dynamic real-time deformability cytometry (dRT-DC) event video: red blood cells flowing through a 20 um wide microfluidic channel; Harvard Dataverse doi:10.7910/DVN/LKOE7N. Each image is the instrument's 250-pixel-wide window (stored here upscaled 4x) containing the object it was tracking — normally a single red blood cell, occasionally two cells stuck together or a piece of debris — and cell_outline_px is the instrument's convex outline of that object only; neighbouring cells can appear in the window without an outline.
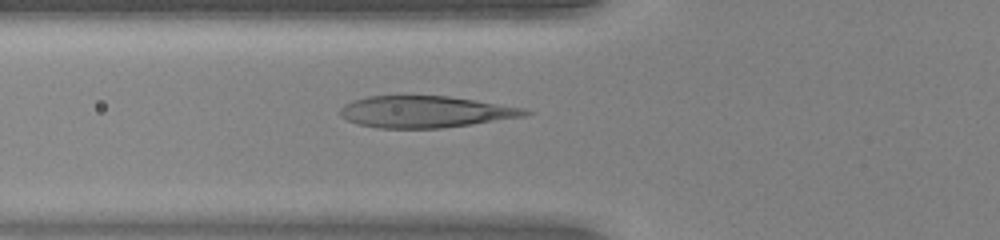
{"species": "human", "species_latin": "Homo sapiens", "temperature_condition": "warm", "stored_images_in_passage": 43, "camera_frame_rate_fps": 3000, "um_per_image_px": 0.085, "donor": {"sex": "female"}, "frame": {"image": 1, "passage_image": 12, "time_ms": 3.667, "image_size_px": [1000, 240], "cell_outline_px": [[532, 112], [524, 116], [472, 124], [440, 128], [380, 128], [356, 124], [340, 116], [340, 108], [344, 104], [352, 100], [368, 96], [448, 96], [524, 108]], "centroid_in_image_um": [36.1, 9.5], "position_along_channel_um": 89.7, "area_um2": 33.87}}
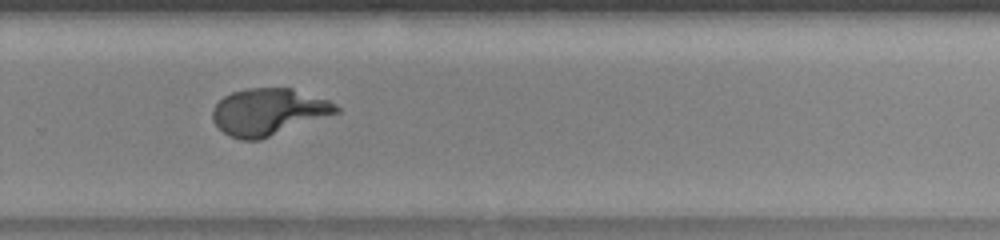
{"frame": {"image": 2, "passage_image": 28, "time_ms": 9.0, "image_size_px": [1000, 240], "cell_outline_px": [[340, 112], [260, 140], [240, 140], [228, 136], [212, 120], [212, 108], [224, 96], [232, 92], [248, 88], [292, 88], [328, 100], [336, 104], [340, 108]], "centroid_in_image_um": [22.81, 9.51], "position_along_channel_um": 307.0, "area_um2": 33.76}}
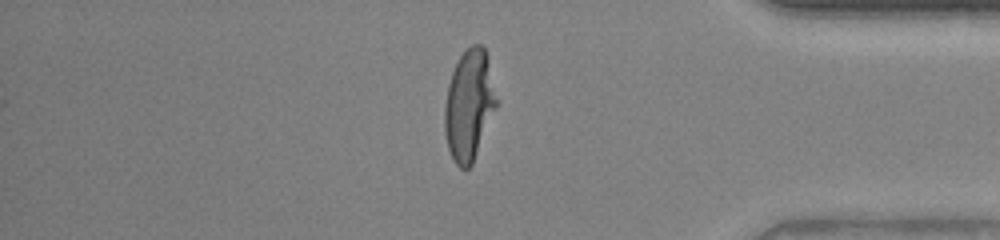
{"frame": {"image": 3, "passage_image": 36, "time_ms": 11.667, "image_size_px": [1000, 240], "cell_outline_px": [[496, 108], [472, 164], [468, 168], [460, 168], [456, 164], [448, 148], [444, 132], [444, 108], [448, 84], [452, 72], [460, 56], [472, 44], [480, 44], [484, 48], [496, 100]], "centroid_in_image_um": [39.83, 8.98], "position_along_channel_um": 395.4, "area_um2": 32.6}, "authors_computed_cell_mechanics": {"area_um2": 33.4084, "velocity_mm_per_s": 4.0701, "shape_relaxation_time_tau1_ms": 3.9212, "shape_relaxation_time_tau2_ms": null, "deformation_change_tau1": 0.2687, "deformation_change_tau2": null}}